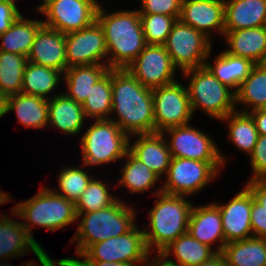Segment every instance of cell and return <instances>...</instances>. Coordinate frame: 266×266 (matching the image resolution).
<instances>
[{
	"label": "cell",
	"mask_w": 266,
	"mask_h": 266,
	"mask_svg": "<svg viewBox=\"0 0 266 266\" xmlns=\"http://www.w3.org/2000/svg\"><path fill=\"white\" fill-rule=\"evenodd\" d=\"M77 266H133L128 262L74 261Z\"/></svg>",
	"instance_id": "45"
},
{
	"label": "cell",
	"mask_w": 266,
	"mask_h": 266,
	"mask_svg": "<svg viewBox=\"0 0 266 266\" xmlns=\"http://www.w3.org/2000/svg\"><path fill=\"white\" fill-rule=\"evenodd\" d=\"M211 42L203 33L178 19L163 46L174 66L184 72L205 66L206 59L211 54Z\"/></svg>",
	"instance_id": "10"
},
{
	"label": "cell",
	"mask_w": 266,
	"mask_h": 266,
	"mask_svg": "<svg viewBox=\"0 0 266 266\" xmlns=\"http://www.w3.org/2000/svg\"><path fill=\"white\" fill-rule=\"evenodd\" d=\"M15 1H16V0H0V2L10 3V4L14 5V6L18 9V7L16 6Z\"/></svg>",
	"instance_id": "50"
},
{
	"label": "cell",
	"mask_w": 266,
	"mask_h": 266,
	"mask_svg": "<svg viewBox=\"0 0 266 266\" xmlns=\"http://www.w3.org/2000/svg\"><path fill=\"white\" fill-rule=\"evenodd\" d=\"M153 260H151V262L149 263V266H177V265H173L170 264L169 262H167L165 259H163L159 254L154 256V258H152Z\"/></svg>",
	"instance_id": "47"
},
{
	"label": "cell",
	"mask_w": 266,
	"mask_h": 266,
	"mask_svg": "<svg viewBox=\"0 0 266 266\" xmlns=\"http://www.w3.org/2000/svg\"><path fill=\"white\" fill-rule=\"evenodd\" d=\"M250 166L253 179H266V136L259 135L252 153L250 154Z\"/></svg>",
	"instance_id": "40"
},
{
	"label": "cell",
	"mask_w": 266,
	"mask_h": 266,
	"mask_svg": "<svg viewBox=\"0 0 266 266\" xmlns=\"http://www.w3.org/2000/svg\"><path fill=\"white\" fill-rule=\"evenodd\" d=\"M228 122L229 140L237 149L250 155L258 140V131L250 113L236 110L228 114L221 122Z\"/></svg>",
	"instance_id": "34"
},
{
	"label": "cell",
	"mask_w": 266,
	"mask_h": 266,
	"mask_svg": "<svg viewBox=\"0 0 266 266\" xmlns=\"http://www.w3.org/2000/svg\"><path fill=\"white\" fill-rule=\"evenodd\" d=\"M225 33L266 26V0H225Z\"/></svg>",
	"instance_id": "24"
},
{
	"label": "cell",
	"mask_w": 266,
	"mask_h": 266,
	"mask_svg": "<svg viewBox=\"0 0 266 266\" xmlns=\"http://www.w3.org/2000/svg\"><path fill=\"white\" fill-rule=\"evenodd\" d=\"M42 26L43 21L25 18L21 13L11 27L0 35V51L27 57L35 35Z\"/></svg>",
	"instance_id": "28"
},
{
	"label": "cell",
	"mask_w": 266,
	"mask_h": 266,
	"mask_svg": "<svg viewBox=\"0 0 266 266\" xmlns=\"http://www.w3.org/2000/svg\"><path fill=\"white\" fill-rule=\"evenodd\" d=\"M96 20L104 31L110 69L126 68L147 46L137 9L108 13L100 4Z\"/></svg>",
	"instance_id": "2"
},
{
	"label": "cell",
	"mask_w": 266,
	"mask_h": 266,
	"mask_svg": "<svg viewBox=\"0 0 266 266\" xmlns=\"http://www.w3.org/2000/svg\"><path fill=\"white\" fill-rule=\"evenodd\" d=\"M3 101L0 99V118L3 117Z\"/></svg>",
	"instance_id": "51"
},
{
	"label": "cell",
	"mask_w": 266,
	"mask_h": 266,
	"mask_svg": "<svg viewBox=\"0 0 266 266\" xmlns=\"http://www.w3.org/2000/svg\"><path fill=\"white\" fill-rule=\"evenodd\" d=\"M188 233L211 248L212 244L218 242L217 253H222L226 245L220 210L214 203L194 205L189 218Z\"/></svg>",
	"instance_id": "19"
},
{
	"label": "cell",
	"mask_w": 266,
	"mask_h": 266,
	"mask_svg": "<svg viewBox=\"0 0 266 266\" xmlns=\"http://www.w3.org/2000/svg\"><path fill=\"white\" fill-rule=\"evenodd\" d=\"M126 69L145 87L154 89L177 81V69L163 45H147Z\"/></svg>",
	"instance_id": "14"
},
{
	"label": "cell",
	"mask_w": 266,
	"mask_h": 266,
	"mask_svg": "<svg viewBox=\"0 0 266 266\" xmlns=\"http://www.w3.org/2000/svg\"><path fill=\"white\" fill-rule=\"evenodd\" d=\"M28 58L11 52L0 51V99L22 92L23 74Z\"/></svg>",
	"instance_id": "33"
},
{
	"label": "cell",
	"mask_w": 266,
	"mask_h": 266,
	"mask_svg": "<svg viewBox=\"0 0 266 266\" xmlns=\"http://www.w3.org/2000/svg\"><path fill=\"white\" fill-rule=\"evenodd\" d=\"M252 193L253 198L266 209V179H253L245 185Z\"/></svg>",
	"instance_id": "43"
},
{
	"label": "cell",
	"mask_w": 266,
	"mask_h": 266,
	"mask_svg": "<svg viewBox=\"0 0 266 266\" xmlns=\"http://www.w3.org/2000/svg\"><path fill=\"white\" fill-rule=\"evenodd\" d=\"M3 116L15 111L17 120L25 127L41 129L48 125V99L23 92L3 100Z\"/></svg>",
	"instance_id": "22"
},
{
	"label": "cell",
	"mask_w": 266,
	"mask_h": 266,
	"mask_svg": "<svg viewBox=\"0 0 266 266\" xmlns=\"http://www.w3.org/2000/svg\"><path fill=\"white\" fill-rule=\"evenodd\" d=\"M222 255L228 266H266V238L251 237L226 243Z\"/></svg>",
	"instance_id": "29"
},
{
	"label": "cell",
	"mask_w": 266,
	"mask_h": 266,
	"mask_svg": "<svg viewBox=\"0 0 266 266\" xmlns=\"http://www.w3.org/2000/svg\"><path fill=\"white\" fill-rule=\"evenodd\" d=\"M82 106L86 119H109L112 111L111 69L92 85Z\"/></svg>",
	"instance_id": "35"
},
{
	"label": "cell",
	"mask_w": 266,
	"mask_h": 266,
	"mask_svg": "<svg viewBox=\"0 0 266 266\" xmlns=\"http://www.w3.org/2000/svg\"><path fill=\"white\" fill-rule=\"evenodd\" d=\"M196 266H228L222 253H216L211 259L204 261Z\"/></svg>",
	"instance_id": "46"
},
{
	"label": "cell",
	"mask_w": 266,
	"mask_h": 266,
	"mask_svg": "<svg viewBox=\"0 0 266 266\" xmlns=\"http://www.w3.org/2000/svg\"><path fill=\"white\" fill-rule=\"evenodd\" d=\"M251 229L253 237L266 238V209L252 195Z\"/></svg>",
	"instance_id": "41"
},
{
	"label": "cell",
	"mask_w": 266,
	"mask_h": 266,
	"mask_svg": "<svg viewBox=\"0 0 266 266\" xmlns=\"http://www.w3.org/2000/svg\"><path fill=\"white\" fill-rule=\"evenodd\" d=\"M63 73L43 65L29 62L23 74L22 92L49 99L50 93L62 81Z\"/></svg>",
	"instance_id": "32"
},
{
	"label": "cell",
	"mask_w": 266,
	"mask_h": 266,
	"mask_svg": "<svg viewBox=\"0 0 266 266\" xmlns=\"http://www.w3.org/2000/svg\"><path fill=\"white\" fill-rule=\"evenodd\" d=\"M0 266H11V265H9V264L7 263V261H5V263L0 262Z\"/></svg>",
	"instance_id": "53"
},
{
	"label": "cell",
	"mask_w": 266,
	"mask_h": 266,
	"mask_svg": "<svg viewBox=\"0 0 266 266\" xmlns=\"http://www.w3.org/2000/svg\"><path fill=\"white\" fill-rule=\"evenodd\" d=\"M99 5L97 0H54L39 13L46 17L43 20L44 26L67 34L96 21Z\"/></svg>",
	"instance_id": "13"
},
{
	"label": "cell",
	"mask_w": 266,
	"mask_h": 266,
	"mask_svg": "<svg viewBox=\"0 0 266 266\" xmlns=\"http://www.w3.org/2000/svg\"><path fill=\"white\" fill-rule=\"evenodd\" d=\"M12 215L24 219L23 226L33 237V226L44 227L55 232L77 220L74 202L43 187L37 194L24 202H18L11 209Z\"/></svg>",
	"instance_id": "5"
},
{
	"label": "cell",
	"mask_w": 266,
	"mask_h": 266,
	"mask_svg": "<svg viewBox=\"0 0 266 266\" xmlns=\"http://www.w3.org/2000/svg\"><path fill=\"white\" fill-rule=\"evenodd\" d=\"M108 184L101 179L92 178L87 188L76 202V213L82 214L108 208L119 198L109 191Z\"/></svg>",
	"instance_id": "37"
},
{
	"label": "cell",
	"mask_w": 266,
	"mask_h": 266,
	"mask_svg": "<svg viewBox=\"0 0 266 266\" xmlns=\"http://www.w3.org/2000/svg\"><path fill=\"white\" fill-rule=\"evenodd\" d=\"M230 55L249 59L254 64L266 63V26L227 31L224 37Z\"/></svg>",
	"instance_id": "21"
},
{
	"label": "cell",
	"mask_w": 266,
	"mask_h": 266,
	"mask_svg": "<svg viewBox=\"0 0 266 266\" xmlns=\"http://www.w3.org/2000/svg\"><path fill=\"white\" fill-rule=\"evenodd\" d=\"M183 0H140L139 14H162L174 16L177 20L181 13Z\"/></svg>",
	"instance_id": "39"
},
{
	"label": "cell",
	"mask_w": 266,
	"mask_h": 266,
	"mask_svg": "<svg viewBox=\"0 0 266 266\" xmlns=\"http://www.w3.org/2000/svg\"><path fill=\"white\" fill-rule=\"evenodd\" d=\"M135 136L137 139L133 143L129 139V151L157 176L164 178L172 158L165 135L151 133Z\"/></svg>",
	"instance_id": "20"
},
{
	"label": "cell",
	"mask_w": 266,
	"mask_h": 266,
	"mask_svg": "<svg viewBox=\"0 0 266 266\" xmlns=\"http://www.w3.org/2000/svg\"><path fill=\"white\" fill-rule=\"evenodd\" d=\"M20 14L21 11L14 5L0 2V35L11 27Z\"/></svg>",
	"instance_id": "42"
},
{
	"label": "cell",
	"mask_w": 266,
	"mask_h": 266,
	"mask_svg": "<svg viewBox=\"0 0 266 266\" xmlns=\"http://www.w3.org/2000/svg\"><path fill=\"white\" fill-rule=\"evenodd\" d=\"M216 253L217 249L204 245L186 232L172 241L159 255L173 265L196 266L211 259ZM173 255L177 261L170 258Z\"/></svg>",
	"instance_id": "25"
},
{
	"label": "cell",
	"mask_w": 266,
	"mask_h": 266,
	"mask_svg": "<svg viewBox=\"0 0 266 266\" xmlns=\"http://www.w3.org/2000/svg\"><path fill=\"white\" fill-rule=\"evenodd\" d=\"M144 236V231L135 225L129 232L94 243L89 246L79 257L63 258L64 261H105V262H128L133 266L142 264L149 266L151 256Z\"/></svg>",
	"instance_id": "8"
},
{
	"label": "cell",
	"mask_w": 266,
	"mask_h": 266,
	"mask_svg": "<svg viewBox=\"0 0 266 266\" xmlns=\"http://www.w3.org/2000/svg\"><path fill=\"white\" fill-rule=\"evenodd\" d=\"M82 104L68 98L62 93H56L48 99V124L72 136L81 133L84 121Z\"/></svg>",
	"instance_id": "23"
},
{
	"label": "cell",
	"mask_w": 266,
	"mask_h": 266,
	"mask_svg": "<svg viewBox=\"0 0 266 266\" xmlns=\"http://www.w3.org/2000/svg\"><path fill=\"white\" fill-rule=\"evenodd\" d=\"M64 266H77L74 262H64Z\"/></svg>",
	"instance_id": "52"
},
{
	"label": "cell",
	"mask_w": 266,
	"mask_h": 266,
	"mask_svg": "<svg viewBox=\"0 0 266 266\" xmlns=\"http://www.w3.org/2000/svg\"><path fill=\"white\" fill-rule=\"evenodd\" d=\"M81 137L84 168L118 161L129 150V137L110 119L95 120Z\"/></svg>",
	"instance_id": "7"
},
{
	"label": "cell",
	"mask_w": 266,
	"mask_h": 266,
	"mask_svg": "<svg viewBox=\"0 0 266 266\" xmlns=\"http://www.w3.org/2000/svg\"><path fill=\"white\" fill-rule=\"evenodd\" d=\"M162 134H167V138L171 139H167L171 157L222 162L223 166L226 165V159L214 140L190 123L166 129Z\"/></svg>",
	"instance_id": "12"
},
{
	"label": "cell",
	"mask_w": 266,
	"mask_h": 266,
	"mask_svg": "<svg viewBox=\"0 0 266 266\" xmlns=\"http://www.w3.org/2000/svg\"><path fill=\"white\" fill-rule=\"evenodd\" d=\"M20 266H37V265H36L35 261L32 262V260H31V262H30V260H29L28 262H25L24 265L21 264Z\"/></svg>",
	"instance_id": "49"
},
{
	"label": "cell",
	"mask_w": 266,
	"mask_h": 266,
	"mask_svg": "<svg viewBox=\"0 0 266 266\" xmlns=\"http://www.w3.org/2000/svg\"><path fill=\"white\" fill-rule=\"evenodd\" d=\"M125 164L121 170V177L118 185L127 188L131 194L145 193L154 188L156 182L161 180L150 168L135 157L129 150L125 153Z\"/></svg>",
	"instance_id": "31"
},
{
	"label": "cell",
	"mask_w": 266,
	"mask_h": 266,
	"mask_svg": "<svg viewBox=\"0 0 266 266\" xmlns=\"http://www.w3.org/2000/svg\"><path fill=\"white\" fill-rule=\"evenodd\" d=\"M205 66L222 84L232 90L234 88L236 93L241 83L249 75L254 63L249 59L230 55L223 50L216 56L213 65L207 59Z\"/></svg>",
	"instance_id": "27"
},
{
	"label": "cell",
	"mask_w": 266,
	"mask_h": 266,
	"mask_svg": "<svg viewBox=\"0 0 266 266\" xmlns=\"http://www.w3.org/2000/svg\"><path fill=\"white\" fill-rule=\"evenodd\" d=\"M225 0H183L179 20L211 40V32L225 34Z\"/></svg>",
	"instance_id": "17"
},
{
	"label": "cell",
	"mask_w": 266,
	"mask_h": 266,
	"mask_svg": "<svg viewBox=\"0 0 266 266\" xmlns=\"http://www.w3.org/2000/svg\"><path fill=\"white\" fill-rule=\"evenodd\" d=\"M147 45H163L177 19L162 14H140Z\"/></svg>",
	"instance_id": "38"
},
{
	"label": "cell",
	"mask_w": 266,
	"mask_h": 266,
	"mask_svg": "<svg viewBox=\"0 0 266 266\" xmlns=\"http://www.w3.org/2000/svg\"><path fill=\"white\" fill-rule=\"evenodd\" d=\"M253 117L259 135L266 136V110L256 109L249 111Z\"/></svg>",
	"instance_id": "44"
},
{
	"label": "cell",
	"mask_w": 266,
	"mask_h": 266,
	"mask_svg": "<svg viewBox=\"0 0 266 266\" xmlns=\"http://www.w3.org/2000/svg\"><path fill=\"white\" fill-rule=\"evenodd\" d=\"M155 133L190 123L194 115L187 86L179 81L152 89Z\"/></svg>",
	"instance_id": "11"
},
{
	"label": "cell",
	"mask_w": 266,
	"mask_h": 266,
	"mask_svg": "<svg viewBox=\"0 0 266 266\" xmlns=\"http://www.w3.org/2000/svg\"><path fill=\"white\" fill-rule=\"evenodd\" d=\"M220 210L226 243L253 237L251 229L252 193L244 186L228 203H215Z\"/></svg>",
	"instance_id": "16"
},
{
	"label": "cell",
	"mask_w": 266,
	"mask_h": 266,
	"mask_svg": "<svg viewBox=\"0 0 266 266\" xmlns=\"http://www.w3.org/2000/svg\"><path fill=\"white\" fill-rule=\"evenodd\" d=\"M62 168L58 174V189L56 191L53 189V192L76 204L93 176L89 175V172L85 171L84 168H79V166Z\"/></svg>",
	"instance_id": "36"
},
{
	"label": "cell",
	"mask_w": 266,
	"mask_h": 266,
	"mask_svg": "<svg viewBox=\"0 0 266 266\" xmlns=\"http://www.w3.org/2000/svg\"><path fill=\"white\" fill-rule=\"evenodd\" d=\"M112 111L119 125L129 137L155 133L152 89L143 86L126 68L111 69ZM115 119V120H114Z\"/></svg>",
	"instance_id": "1"
},
{
	"label": "cell",
	"mask_w": 266,
	"mask_h": 266,
	"mask_svg": "<svg viewBox=\"0 0 266 266\" xmlns=\"http://www.w3.org/2000/svg\"><path fill=\"white\" fill-rule=\"evenodd\" d=\"M155 206L148 212L150 225L143 229L146 245L150 252L159 254L172 241L188 232L189 218L194 205L187 196L162 192L161 187L153 196ZM150 228L151 230H147ZM154 247V248H153Z\"/></svg>",
	"instance_id": "3"
},
{
	"label": "cell",
	"mask_w": 266,
	"mask_h": 266,
	"mask_svg": "<svg viewBox=\"0 0 266 266\" xmlns=\"http://www.w3.org/2000/svg\"><path fill=\"white\" fill-rule=\"evenodd\" d=\"M65 46L67 69L82 65H107L104 59L107 56L105 35L97 20L79 31L65 34Z\"/></svg>",
	"instance_id": "15"
},
{
	"label": "cell",
	"mask_w": 266,
	"mask_h": 266,
	"mask_svg": "<svg viewBox=\"0 0 266 266\" xmlns=\"http://www.w3.org/2000/svg\"><path fill=\"white\" fill-rule=\"evenodd\" d=\"M182 76L190 78L186 86L193 113L200 108L221 121L237 110L234 90L222 84L206 66L184 71Z\"/></svg>",
	"instance_id": "6"
},
{
	"label": "cell",
	"mask_w": 266,
	"mask_h": 266,
	"mask_svg": "<svg viewBox=\"0 0 266 266\" xmlns=\"http://www.w3.org/2000/svg\"><path fill=\"white\" fill-rule=\"evenodd\" d=\"M27 58L29 62L64 73L67 69L65 34L43 25L35 35Z\"/></svg>",
	"instance_id": "18"
},
{
	"label": "cell",
	"mask_w": 266,
	"mask_h": 266,
	"mask_svg": "<svg viewBox=\"0 0 266 266\" xmlns=\"http://www.w3.org/2000/svg\"><path fill=\"white\" fill-rule=\"evenodd\" d=\"M54 0H42V3L39 6H35L36 10H38V12H40L47 4H49L50 2H52Z\"/></svg>",
	"instance_id": "48"
},
{
	"label": "cell",
	"mask_w": 266,
	"mask_h": 266,
	"mask_svg": "<svg viewBox=\"0 0 266 266\" xmlns=\"http://www.w3.org/2000/svg\"><path fill=\"white\" fill-rule=\"evenodd\" d=\"M136 210L120 198L108 208L77 214L78 224L71 242H76V254L80 256L89 246L129 232L136 223ZM82 217V218H80Z\"/></svg>",
	"instance_id": "4"
},
{
	"label": "cell",
	"mask_w": 266,
	"mask_h": 266,
	"mask_svg": "<svg viewBox=\"0 0 266 266\" xmlns=\"http://www.w3.org/2000/svg\"><path fill=\"white\" fill-rule=\"evenodd\" d=\"M222 167V162L172 157L161 190L167 194L191 196L216 179Z\"/></svg>",
	"instance_id": "9"
},
{
	"label": "cell",
	"mask_w": 266,
	"mask_h": 266,
	"mask_svg": "<svg viewBox=\"0 0 266 266\" xmlns=\"http://www.w3.org/2000/svg\"><path fill=\"white\" fill-rule=\"evenodd\" d=\"M235 95L236 106L246 104L241 112L249 113L250 109L253 111L266 106V63L254 64ZM247 105L250 106L248 109Z\"/></svg>",
	"instance_id": "30"
},
{
	"label": "cell",
	"mask_w": 266,
	"mask_h": 266,
	"mask_svg": "<svg viewBox=\"0 0 266 266\" xmlns=\"http://www.w3.org/2000/svg\"><path fill=\"white\" fill-rule=\"evenodd\" d=\"M109 69L108 65L101 64L73 66L66 69L63 78L68 92L66 90L63 93L77 103L83 104L92 85L101 79Z\"/></svg>",
	"instance_id": "26"
}]
</instances>
